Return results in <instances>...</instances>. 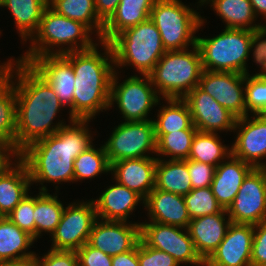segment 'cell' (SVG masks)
Returning a JSON list of instances; mask_svg holds the SVG:
<instances>
[{
    "label": "cell",
    "mask_w": 266,
    "mask_h": 266,
    "mask_svg": "<svg viewBox=\"0 0 266 266\" xmlns=\"http://www.w3.org/2000/svg\"><path fill=\"white\" fill-rule=\"evenodd\" d=\"M8 78L12 81L16 94L18 158L29 144L55 134L67 125L64 119L53 123L57 113L60 114L59 112L67 108L48 81L30 64L16 60Z\"/></svg>",
    "instance_id": "obj_1"
},
{
    "label": "cell",
    "mask_w": 266,
    "mask_h": 266,
    "mask_svg": "<svg viewBox=\"0 0 266 266\" xmlns=\"http://www.w3.org/2000/svg\"><path fill=\"white\" fill-rule=\"evenodd\" d=\"M89 122L91 120L74 119L55 134L41 138L21 151L19 158L28 168L31 185H39V191H49L44 184H56L58 193L63 182L74 183V160L94 141Z\"/></svg>",
    "instance_id": "obj_2"
},
{
    "label": "cell",
    "mask_w": 266,
    "mask_h": 266,
    "mask_svg": "<svg viewBox=\"0 0 266 266\" xmlns=\"http://www.w3.org/2000/svg\"><path fill=\"white\" fill-rule=\"evenodd\" d=\"M64 56L71 62L75 75L73 119L93 121L100 112L109 110L111 82L115 72L111 45L98 41L90 49L69 52Z\"/></svg>",
    "instance_id": "obj_3"
},
{
    "label": "cell",
    "mask_w": 266,
    "mask_h": 266,
    "mask_svg": "<svg viewBox=\"0 0 266 266\" xmlns=\"http://www.w3.org/2000/svg\"><path fill=\"white\" fill-rule=\"evenodd\" d=\"M93 34L85 24L59 15L48 6L38 30L28 41V50L18 56L17 60L31 64L40 56L64 55L90 49L100 41L92 37Z\"/></svg>",
    "instance_id": "obj_4"
},
{
    "label": "cell",
    "mask_w": 266,
    "mask_h": 266,
    "mask_svg": "<svg viewBox=\"0 0 266 266\" xmlns=\"http://www.w3.org/2000/svg\"><path fill=\"white\" fill-rule=\"evenodd\" d=\"M109 43L115 70L129 66L140 75H148L166 52L160 32L150 18L125 29Z\"/></svg>",
    "instance_id": "obj_5"
},
{
    "label": "cell",
    "mask_w": 266,
    "mask_h": 266,
    "mask_svg": "<svg viewBox=\"0 0 266 266\" xmlns=\"http://www.w3.org/2000/svg\"><path fill=\"white\" fill-rule=\"evenodd\" d=\"M202 72L199 48L194 45L185 50L166 51L148 76L162 99H183L198 86Z\"/></svg>",
    "instance_id": "obj_6"
},
{
    "label": "cell",
    "mask_w": 266,
    "mask_h": 266,
    "mask_svg": "<svg viewBox=\"0 0 266 266\" xmlns=\"http://www.w3.org/2000/svg\"><path fill=\"white\" fill-rule=\"evenodd\" d=\"M197 9L185 5L182 0H156L150 12V19L161 35L166 51L185 50L196 45L199 30L205 25L206 18ZM190 46V47H189Z\"/></svg>",
    "instance_id": "obj_7"
},
{
    "label": "cell",
    "mask_w": 266,
    "mask_h": 266,
    "mask_svg": "<svg viewBox=\"0 0 266 266\" xmlns=\"http://www.w3.org/2000/svg\"><path fill=\"white\" fill-rule=\"evenodd\" d=\"M213 37L197 36L196 45L203 70L241 73L251 76L247 61L250 56L251 30L225 28Z\"/></svg>",
    "instance_id": "obj_8"
},
{
    "label": "cell",
    "mask_w": 266,
    "mask_h": 266,
    "mask_svg": "<svg viewBox=\"0 0 266 266\" xmlns=\"http://www.w3.org/2000/svg\"><path fill=\"white\" fill-rule=\"evenodd\" d=\"M119 70H115L112 82L109 109L117 106L121 118L124 121H148L150 111L158 105L160 100L155 87L148 75H130L120 83L118 74Z\"/></svg>",
    "instance_id": "obj_9"
},
{
    "label": "cell",
    "mask_w": 266,
    "mask_h": 266,
    "mask_svg": "<svg viewBox=\"0 0 266 266\" xmlns=\"http://www.w3.org/2000/svg\"><path fill=\"white\" fill-rule=\"evenodd\" d=\"M112 129L103 144L109 164L124 159L152 157V154L156 157L155 126L152 119L121 121Z\"/></svg>",
    "instance_id": "obj_10"
},
{
    "label": "cell",
    "mask_w": 266,
    "mask_h": 266,
    "mask_svg": "<svg viewBox=\"0 0 266 266\" xmlns=\"http://www.w3.org/2000/svg\"><path fill=\"white\" fill-rule=\"evenodd\" d=\"M61 220L52 233V250L77 251L88 243L92 226L97 219L92 199L66 204Z\"/></svg>",
    "instance_id": "obj_11"
},
{
    "label": "cell",
    "mask_w": 266,
    "mask_h": 266,
    "mask_svg": "<svg viewBox=\"0 0 266 266\" xmlns=\"http://www.w3.org/2000/svg\"><path fill=\"white\" fill-rule=\"evenodd\" d=\"M140 238L149 247L171 255L180 266H204L185 228L145 221L140 224Z\"/></svg>",
    "instance_id": "obj_12"
},
{
    "label": "cell",
    "mask_w": 266,
    "mask_h": 266,
    "mask_svg": "<svg viewBox=\"0 0 266 266\" xmlns=\"http://www.w3.org/2000/svg\"><path fill=\"white\" fill-rule=\"evenodd\" d=\"M227 212L232 223L255 225L266 220V179L259 168L246 176Z\"/></svg>",
    "instance_id": "obj_13"
},
{
    "label": "cell",
    "mask_w": 266,
    "mask_h": 266,
    "mask_svg": "<svg viewBox=\"0 0 266 266\" xmlns=\"http://www.w3.org/2000/svg\"><path fill=\"white\" fill-rule=\"evenodd\" d=\"M198 87L237 119L246 116L244 74L203 70Z\"/></svg>",
    "instance_id": "obj_14"
},
{
    "label": "cell",
    "mask_w": 266,
    "mask_h": 266,
    "mask_svg": "<svg viewBox=\"0 0 266 266\" xmlns=\"http://www.w3.org/2000/svg\"><path fill=\"white\" fill-rule=\"evenodd\" d=\"M233 132L236 137L230 144L231 154L260 168L266 160V114L238 118Z\"/></svg>",
    "instance_id": "obj_15"
},
{
    "label": "cell",
    "mask_w": 266,
    "mask_h": 266,
    "mask_svg": "<svg viewBox=\"0 0 266 266\" xmlns=\"http://www.w3.org/2000/svg\"><path fill=\"white\" fill-rule=\"evenodd\" d=\"M183 100L187 103L193 125L200 132H233L237 118L212 96L196 86Z\"/></svg>",
    "instance_id": "obj_16"
},
{
    "label": "cell",
    "mask_w": 266,
    "mask_h": 266,
    "mask_svg": "<svg viewBox=\"0 0 266 266\" xmlns=\"http://www.w3.org/2000/svg\"><path fill=\"white\" fill-rule=\"evenodd\" d=\"M141 222L96 219L88 244L103 253L115 256L132 250L140 240Z\"/></svg>",
    "instance_id": "obj_17"
},
{
    "label": "cell",
    "mask_w": 266,
    "mask_h": 266,
    "mask_svg": "<svg viewBox=\"0 0 266 266\" xmlns=\"http://www.w3.org/2000/svg\"><path fill=\"white\" fill-rule=\"evenodd\" d=\"M254 225L231 223L204 266H251Z\"/></svg>",
    "instance_id": "obj_18"
},
{
    "label": "cell",
    "mask_w": 266,
    "mask_h": 266,
    "mask_svg": "<svg viewBox=\"0 0 266 266\" xmlns=\"http://www.w3.org/2000/svg\"><path fill=\"white\" fill-rule=\"evenodd\" d=\"M30 65L52 86L69 111L68 122L73 121L75 75L71 62L64 55H46L37 57Z\"/></svg>",
    "instance_id": "obj_19"
},
{
    "label": "cell",
    "mask_w": 266,
    "mask_h": 266,
    "mask_svg": "<svg viewBox=\"0 0 266 266\" xmlns=\"http://www.w3.org/2000/svg\"><path fill=\"white\" fill-rule=\"evenodd\" d=\"M157 157L131 158L110 164L112 180L128 187L144 200L155 188Z\"/></svg>",
    "instance_id": "obj_20"
},
{
    "label": "cell",
    "mask_w": 266,
    "mask_h": 266,
    "mask_svg": "<svg viewBox=\"0 0 266 266\" xmlns=\"http://www.w3.org/2000/svg\"><path fill=\"white\" fill-rule=\"evenodd\" d=\"M112 183L114 184L101 191L99 197L92 198L97 218L106 221L132 222L129 220L130 215L135 212L134 210L139 204L144 208L145 200L128 187L116 181Z\"/></svg>",
    "instance_id": "obj_21"
},
{
    "label": "cell",
    "mask_w": 266,
    "mask_h": 266,
    "mask_svg": "<svg viewBox=\"0 0 266 266\" xmlns=\"http://www.w3.org/2000/svg\"><path fill=\"white\" fill-rule=\"evenodd\" d=\"M231 223L226 209L217 214L191 219L187 230L196 252L204 262L223 241Z\"/></svg>",
    "instance_id": "obj_22"
},
{
    "label": "cell",
    "mask_w": 266,
    "mask_h": 266,
    "mask_svg": "<svg viewBox=\"0 0 266 266\" xmlns=\"http://www.w3.org/2000/svg\"><path fill=\"white\" fill-rule=\"evenodd\" d=\"M148 222L188 228L191 218L182 195L154 188L144 201Z\"/></svg>",
    "instance_id": "obj_23"
},
{
    "label": "cell",
    "mask_w": 266,
    "mask_h": 266,
    "mask_svg": "<svg viewBox=\"0 0 266 266\" xmlns=\"http://www.w3.org/2000/svg\"><path fill=\"white\" fill-rule=\"evenodd\" d=\"M254 167L230 154L215 170L212 192L223 209L233 203L246 176Z\"/></svg>",
    "instance_id": "obj_24"
},
{
    "label": "cell",
    "mask_w": 266,
    "mask_h": 266,
    "mask_svg": "<svg viewBox=\"0 0 266 266\" xmlns=\"http://www.w3.org/2000/svg\"><path fill=\"white\" fill-rule=\"evenodd\" d=\"M31 186L26 164L15 158L0 172V214L7 216L30 192Z\"/></svg>",
    "instance_id": "obj_25"
},
{
    "label": "cell",
    "mask_w": 266,
    "mask_h": 266,
    "mask_svg": "<svg viewBox=\"0 0 266 266\" xmlns=\"http://www.w3.org/2000/svg\"><path fill=\"white\" fill-rule=\"evenodd\" d=\"M156 0H120L116 11L104 24L101 41L110 42L116 35L150 17Z\"/></svg>",
    "instance_id": "obj_26"
},
{
    "label": "cell",
    "mask_w": 266,
    "mask_h": 266,
    "mask_svg": "<svg viewBox=\"0 0 266 266\" xmlns=\"http://www.w3.org/2000/svg\"><path fill=\"white\" fill-rule=\"evenodd\" d=\"M210 9L221 18L225 28L257 30L263 27L258 21L250 0H201L202 6Z\"/></svg>",
    "instance_id": "obj_27"
},
{
    "label": "cell",
    "mask_w": 266,
    "mask_h": 266,
    "mask_svg": "<svg viewBox=\"0 0 266 266\" xmlns=\"http://www.w3.org/2000/svg\"><path fill=\"white\" fill-rule=\"evenodd\" d=\"M2 7L11 13L24 45L38 30L44 10L48 7V0H3Z\"/></svg>",
    "instance_id": "obj_28"
},
{
    "label": "cell",
    "mask_w": 266,
    "mask_h": 266,
    "mask_svg": "<svg viewBox=\"0 0 266 266\" xmlns=\"http://www.w3.org/2000/svg\"><path fill=\"white\" fill-rule=\"evenodd\" d=\"M36 240L6 216L0 218V261L34 259L28 251Z\"/></svg>",
    "instance_id": "obj_29"
},
{
    "label": "cell",
    "mask_w": 266,
    "mask_h": 266,
    "mask_svg": "<svg viewBox=\"0 0 266 266\" xmlns=\"http://www.w3.org/2000/svg\"><path fill=\"white\" fill-rule=\"evenodd\" d=\"M16 94L12 81H0V146L16 158Z\"/></svg>",
    "instance_id": "obj_30"
},
{
    "label": "cell",
    "mask_w": 266,
    "mask_h": 266,
    "mask_svg": "<svg viewBox=\"0 0 266 266\" xmlns=\"http://www.w3.org/2000/svg\"><path fill=\"white\" fill-rule=\"evenodd\" d=\"M155 188L178 195H187L192 190L188 173V159H158L155 169Z\"/></svg>",
    "instance_id": "obj_31"
},
{
    "label": "cell",
    "mask_w": 266,
    "mask_h": 266,
    "mask_svg": "<svg viewBox=\"0 0 266 266\" xmlns=\"http://www.w3.org/2000/svg\"><path fill=\"white\" fill-rule=\"evenodd\" d=\"M166 103L158 102L156 118L153 117L155 134H167L184 129H197L191 119V113L187 103L183 99L166 98ZM168 104V105H167Z\"/></svg>",
    "instance_id": "obj_32"
},
{
    "label": "cell",
    "mask_w": 266,
    "mask_h": 266,
    "mask_svg": "<svg viewBox=\"0 0 266 266\" xmlns=\"http://www.w3.org/2000/svg\"><path fill=\"white\" fill-rule=\"evenodd\" d=\"M35 194V240L41 238L43 233L51 236L58 226L65 206L58 198V194L49 191H38Z\"/></svg>",
    "instance_id": "obj_33"
},
{
    "label": "cell",
    "mask_w": 266,
    "mask_h": 266,
    "mask_svg": "<svg viewBox=\"0 0 266 266\" xmlns=\"http://www.w3.org/2000/svg\"><path fill=\"white\" fill-rule=\"evenodd\" d=\"M57 14L85 24L100 39L104 23L98 18L95 0H48Z\"/></svg>",
    "instance_id": "obj_34"
},
{
    "label": "cell",
    "mask_w": 266,
    "mask_h": 266,
    "mask_svg": "<svg viewBox=\"0 0 266 266\" xmlns=\"http://www.w3.org/2000/svg\"><path fill=\"white\" fill-rule=\"evenodd\" d=\"M220 137L219 133L197 131L188 159L217 167L231 154L230 145L223 144Z\"/></svg>",
    "instance_id": "obj_35"
},
{
    "label": "cell",
    "mask_w": 266,
    "mask_h": 266,
    "mask_svg": "<svg viewBox=\"0 0 266 266\" xmlns=\"http://www.w3.org/2000/svg\"><path fill=\"white\" fill-rule=\"evenodd\" d=\"M197 131V129H184L167 134H155L156 157L166 160L167 158L169 160L188 159L192 141Z\"/></svg>",
    "instance_id": "obj_36"
},
{
    "label": "cell",
    "mask_w": 266,
    "mask_h": 266,
    "mask_svg": "<svg viewBox=\"0 0 266 266\" xmlns=\"http://www.w3.org/2000/svg\"><path fill=\"white\" fill-rule=\"evenodd\" d=\"M73 165L74 183L84 179L92 180L101 174H110V164L103 144L98 148L93 143L76 157Z\"/></svg>",
    "instance_id": "obj_37"
},
{
    "label": "cell",
    "mask_w": 266,
    "mask_h": 266,
    "mask_svg": "<svg viewBox=\"0 0 266 266\" xmlns=\"http://www.w3.org/2000/svg\"><path fill=\"white\" fill-rule=\"evenodd\" d=\"M183 197L191 219L217 214L223 210L222 206L215 198L211 186L192 189Z\"/></svg>",
    "instance_id": "obj_38"
},
{
    "label": "cell",
    "mask_w": 266,
    "mask_h": 266,
    "mask_svg": "<svg viewBox=\"0 0 266 266\" xmlns=\"http://www.w3.org/2000/svg\"><path fill=\"white\" fill-rule=\"evenodd\" d=\"M246 115L266 114V77L245 76Z\"/></svg>",
    "instance_id": "obj_39"
},
{
    "label": "cell",
    "mask_w": 266,
    "mask_h": 266,
    "mask_svg": "<svg viewBox=\"0 0 266 266\" xmlns=\"http://www.w3.org/2000/svg\"><path fill=\"white\" fill-rule=\"evenodd\" d=\"M31 194H26L6 217L35 239V195Z\"/></svg>",
    "instance_id": "obj_40"
},
{
    "label": "cell",
    "mask_w": 266,
    "mask_h": 266,
    "mask_svg": "<svg viewBox=\"0 0 266 266\" xmlns=\"http://www.w3.org/2000/svg\"><path fill=\"white\" fill-rule=\"evenodd\" d=\"M140 266H180L168 253L149 247L141 238L138 242Z\"/></svg>",
    "instance_id": "obj_41"
},
{
    "label": "cell",
    "mask_w": 266,
    "mask_h": 266,
    "mask_svg": "<svg viewBox=\"0 0 266 266\" xmlns=\"http://www.w3.org/2000/svg\"><path fill=\"white\" fill-rule=\"evenodd\" d=\"M249 53L253 55V62L260 68L252 76L266 77V29L264 27L253 30Z\"/></svg>",
    "instance_id": "obj_42"
},
{
    "label": "cell",
    "mask_w": 266,
    "mask_h": 266,
    "mask_svg": "<svg viewBox=\"0 0 266 266\" xmlns=\"http://www.w3.org/2000/svg\"><path fill=\"white\" fill-rule=\"evenodd\" d=\"M34 266H78L76 251L52 250L34 257Z\"/></svg>",
    "instance_id": "obj_43"
},
{
    "label": "cell",
    "mask_w": 266,
    "mask_h": 266,
    "mask_svg": "<svg viewBox=\"0 0 266 266\" xmlns=\"http://www.w3.org/2000/svg\"><path fill=\"white\" fill-rule=\"evenodd\" d=\"M216 166L188 159V173L192 189L211 186Z\"/></svg>",
    "instance_id": "obj_44"
},
{
    "label": "cell",
    "mask_w": 266,
    "mask_h": 266,
    "mask_svg": "<svg viewBox=\"0 0 266 266\" xmlns=\"http://www.w3.org/2000/svg\"><path fill=\"white\" fill-rule=\"evenodd\" d=\"M251 266H266V220L254 225Z\"/></svg>",
    "instance_id": "obj_45"
},
{
    "label": "cell",
    "mask_w": 266,
    "mask_h": 266,
    "mask_svg": "<svg viewBox=\"0 0 266 266\" xmlns=\"http://www.w3.org/2000/svg\"><path fill=\"white\" fill-rule=\"evenodd\" d=\"M78 266H112V256L85 243L77 251Z\"/></svg>",
    "instance_id": "obj_46"
},
{
    "label": "cell",
    "mask_w": 266,
    "mask_h": 266,
    "mask_svg": "<svg viewBox=\"0 0 266 266\" xmlns=\"http://www.w3.org/2000/svg\"><path fill=\"white\" fill-rule=\"evenodd\" d=\"M120 0H95L98 18L105 24L117 9Z\"/></svg>",
    "instance_id": "obj_47"
},
{
    "label": "cell",
    "mask_w": 266,
    "mask_h": 266,
    "mask_svg": "<svg viewBox=\"0 0 266 266\" xmlns=\"http://www.w3.org/2000/svg\"><path fill=\"white\" fill-rule=\"evenodd\" d=\"M112 266H140L138 244L128 252L112 256Z\"/></svg>",
    "instance_id": "obj_48"
},
{
    "label": "cell",
    "mask_w": 266,
    "mask_h": 266,
    "mask_svg": "<svg viewBox=\"0 0 266 266\" xmlns=\"http://www.w3.org/2000/svg\"><path fill=\"white\" fill-rule=\"evenodd\" d=\"M250 2L256 17H261L260 19H263L264 23H266V0H250Z\"/></svg>",
    "instance_id": "obj_49"
},
{
    "label": "cell",
    "mask_w": 266,
    "mask_h": 266,
    "mask_svg": "<svg viewBox=\"0 0 266 266\" xmlns=\"http://www.w3.org/2000/svg\"><path fill=\"white\" fill-rule=\"evenodd\" d=\"M2 35V31L0 30V36ZM8 61H5L3 63H0V81L5 80L9 77L12 66L14 62L17 60L16 58H13V56Z\"/></svg>",
    "instance_id": "obj_50"
},
{
    "label": "cell",
    "mask_w": 266,
    "mask_h": 266,
    "mask_svg": "<svg viewBox=\"0 0 266 266\" xmlns=\"http://www.w3.org/2000/svg\"><path fill=\"white\" fill-rule=\"evenodd\" d=\"M14 159L15 158L4 147L0 146V172Z\"/></svg>",
    "instance_id": "obj_51"
},
{
    "label": "cell",
    "mask_w": 266,
    "mask_h": 266,
    "mask_svg": "<svg viewBox=\"0 0 266 266\" xmlns=\"http://www.w3.org/2000/svg\"><path fill=\"white\" fill-rule=\"evenodd\" d=\"M0 266H34L33 259L0 261Z\"/></svg>",
    "instance_id": "obj_52"
},
{
    "label": "cell",
    "mask_w": 266,
    "mask_h": 266,
    "mask_svg": "<svg viewBox=\"0 0 266 266\" xmlns=\"http://www.w3.org/2000/svg\"><path fill=\"white\" fill-rule=\"evenodd\" d=\"M259 169L264 173V176L266 179V161L263 163V165Z\"/></svg>",
    "instance_id": "obj_53"
},
{
    "label": "cell",
    "mask_w": 266,
    "mask_h": 266,
    "mask_svg": "<svg viewBox=\"0 0 266 266\" xmlns=\"http://www.w3.org/2000/svg\"><path fill=\"white\" fill-rule=\"evenodd\" d=\"M2 2H3V0H0V8L2 7Z\"/></svg>",
    "instance_id": "obj_54"
}]
</instances>
